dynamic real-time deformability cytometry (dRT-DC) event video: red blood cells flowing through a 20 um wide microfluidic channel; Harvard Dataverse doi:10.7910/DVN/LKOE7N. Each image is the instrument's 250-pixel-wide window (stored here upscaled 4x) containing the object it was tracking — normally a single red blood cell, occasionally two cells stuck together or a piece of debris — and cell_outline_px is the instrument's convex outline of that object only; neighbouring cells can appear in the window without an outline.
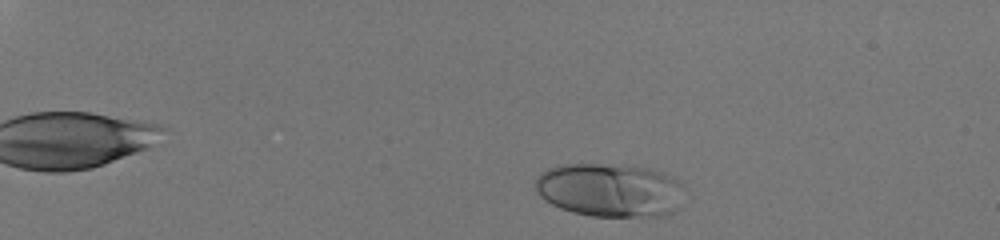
{"species": "human", "species_latin": "Homo sapiens", "temperature_condition": "room temperature", "stored_images_in_passage": 42, "camera_frame_rate_fps": 3000, "um_per_image_px": 0.085, "donor": {"sex": "male"}, "frame": {"image": 1, "passage_image": 5, "time_ms": 1.333, "image_size_px": [1000, 240], "cell_outline_px": [[680, 184], [668, 212], [660, 216], [592, 216], [572, 212], [560, 208], [552, 204], [540, 196], [536, 188], [536, 176], [540, 172], [548, 168], [560, 164], [600, 164], [648, 168], [664, 172], [672, 176]], "centroid_in_image_um": [51.66, 16.13], "position_along_channel_um": 33.3, "area_um2": 45.26}}
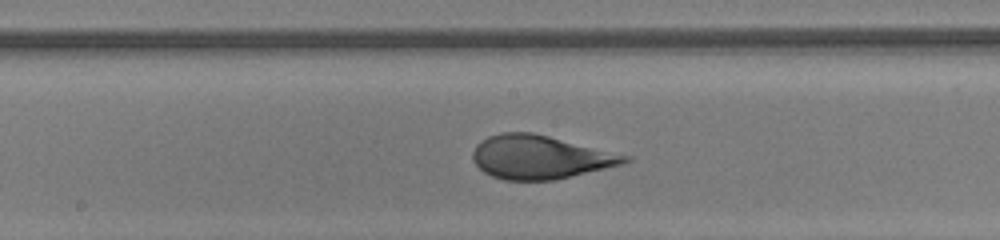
{"frame": {"image": 2, "passage_image": 27, "time_ms": 8.667, "image_size_px": [1000, 240], "cell_outline_px": [[632, 160], [620, 164], [556, 180], [504, 180], [492, 176], [484, 172], [472, 160], [472, 152], [476, 144], [480, 140], [488, 136], [500, 132], [532, 132], [632, 156]], "centroid_in_image_um": [45.87, 13.35], "position_along_channel_um": 202.3, "area_um2": 38.55}}
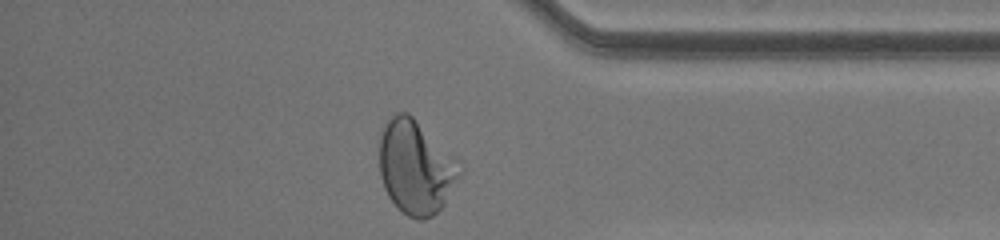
{"frame": {"image": 3, "passage_image": 42, "time_ms": 13.667, "image_size_px": [1000, 240], "cell_outline_px": [[464, 172], [444, 204], [432, 216], [424, 220], [420, 220], [408, 216], [388, 196], [384, 188], [380, 176], [380, 136], [392, 112], [408, 112], [460, 160], [464, 168]], "centroid_in_image_um": [35.39, 14.19], "position_along_channel_um": 399.8, "area_um2": 44.27}, "authors_computed_cell_mechanics": {"area_um2": 39.8531, "velocity_mm_per_s": 4.0865, "shape_relaxation_time_tau1_ms": 5.2896, "shape_relaxation_time_tau2_ms": null, "deformation_change_tau1": 0.2284, "deformation_change_tau2": null}}